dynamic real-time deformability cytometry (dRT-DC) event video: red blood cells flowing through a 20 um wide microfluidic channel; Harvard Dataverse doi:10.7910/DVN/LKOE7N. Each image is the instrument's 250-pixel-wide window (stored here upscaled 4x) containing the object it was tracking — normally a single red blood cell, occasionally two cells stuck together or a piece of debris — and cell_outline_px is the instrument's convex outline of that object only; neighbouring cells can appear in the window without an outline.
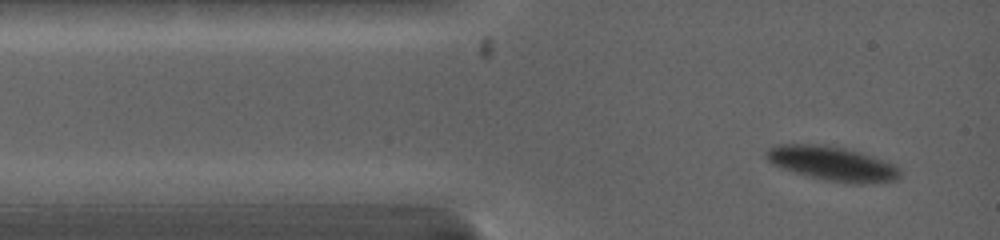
{"species": "common noctule bat (a hibernating species)", "species_latin": "Nyctalus noctula", "temperature_condition": "warm", "stored_images_in_passage": 38, "camera_frame_rate_fps": 5000, "um_per_image_px": 0.085, "animal": {"sex": "female", "body_mass_g": 19.0, "forearm_length_mm": 53.3}, "frame": {"image": 1, "passage_image": 1, "time_ms": 0.0, "image_size_px": [1000, 240], "cell_outline_px": [[900, 176], [896, 180], [860, 184], [852, 184], [824, 180], [792, 172], [772, 164], [764, 156], [764, 152], [768, 148], [776, 144], [824, 144], [844, 148], [860, 152], [896, 164], [900, 168]], "centroid_in_image_um": [70.72, 13.9], "position_along_channel_um": 14.3, "area_um2": 27.11}}
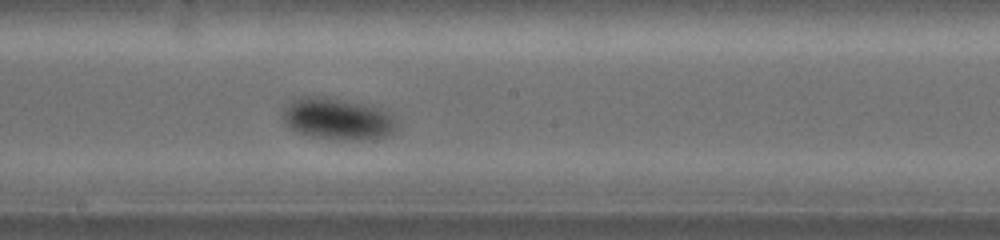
{"frame": {"image": 2, "passage_image": 16, "time_ms": 6.0, "image_size_px": [1000, 240], "cell_outline_px": [[400, 124], [392, 132], [384, 136], [312, 136], [296, 132], [284, 124], [284, 108], [292, 100], [300, 96], [328, 96], [364, 104], [376, 108], [384, 112]], "centroid_in_image_um": [28.59, 10.02], "position_along_channel_um": 219.6, "area_um2": 26.18}}
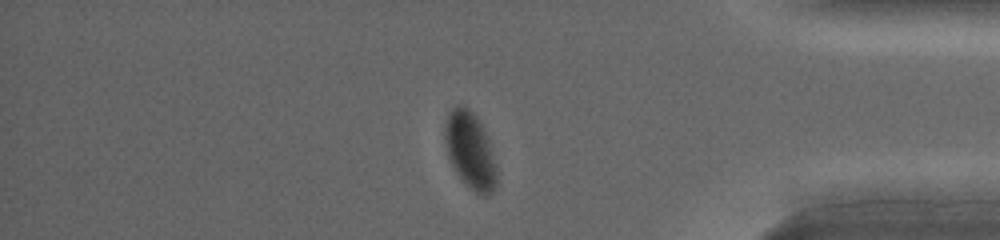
{"frame": {"image": 3, "passage_image": 33, "time_ms": 11.0, "image_size_px": [1000, 240], "cell_outline_px": [[496, 188], [492, 192], [484, 196], [468, 188], [456, 172], [448, 156], [444, 136], [444, 128], [448, 112], [456, 104], [464, 104], [476, 116], [484, 128], [496, 164]], "centroid_in_image_um": [39.95, 12.77], "position_along_channel_um": 395.2, "area_um2": 23.24}, "authors_computed_cell_mechanics": {"area_um2": 26.0967, "velocity_mm_per_s": 3.9944, "shape_relaxation_time_tau1_ms": 2.6771, "shape_relaxation_time_tau2_ms": null, "deformation_change_tau1": 0.1292, "deformation_change_tau2": null}}